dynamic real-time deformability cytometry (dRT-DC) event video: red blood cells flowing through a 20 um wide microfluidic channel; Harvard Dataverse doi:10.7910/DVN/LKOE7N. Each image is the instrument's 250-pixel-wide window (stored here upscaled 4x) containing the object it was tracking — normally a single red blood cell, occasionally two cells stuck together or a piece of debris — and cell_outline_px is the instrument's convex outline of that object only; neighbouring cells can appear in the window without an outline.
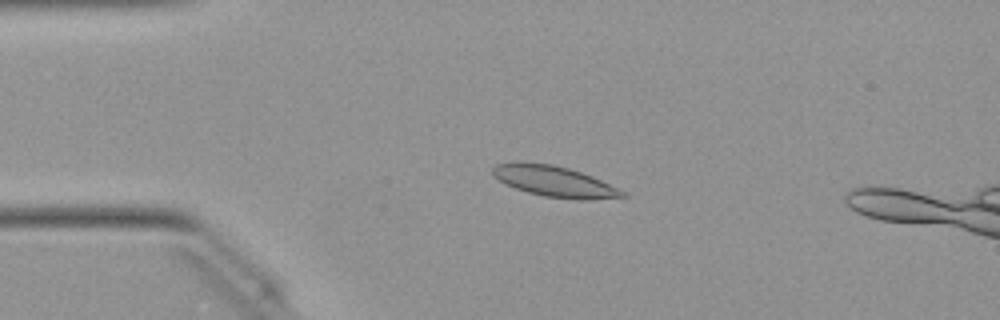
{"species": "Egyptian fruit bat (a non-hibernating species)", "species_latin": "Rousettus aegyptiacus", "temperature_condition": "warm", "stored_images_in_passage": 50, "camera_frame_rate_fps": 3000, "um_per_image_px": 0.085, "animal": {"sex": "female"}, "frame": {"image": 1, "passage_image": 10, "time_ms": 3.0, "image_size_px": [1000, 320], "cell_outline_px": [[628, 196], [584, 200], [576, 200], [544, 196], [528, 192], [504, 184], [492, 176], [492, 168], [496, 164], [520, 160], [552, 164], [568, 168], [592, 176], [624, 192]], "centroid_in_image_um": [47.03, 15.39], "position_along_channel_um": 38.0, "area_um2": 23.41}}
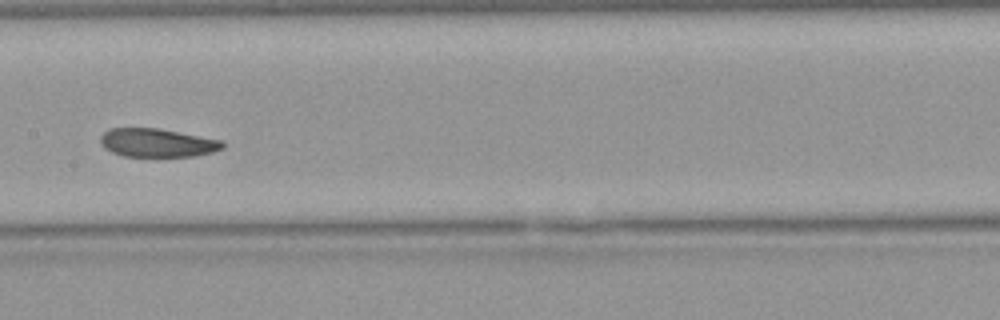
{"frame": {"image": 2, "passage_image": 24, "time_ms": 7.667, "image_size_px": [1000, 320], "cell_outline_px": [[224, 148], [212, 152], [196, 156], [124, 156], [112, 152], [104, 148], [100, 144], [100, 136], [108, 128], [160, 128], [224, 140]], "centroid_in_image_um": [13.38, 12.12], "position_along_channel_um": 194.0, "area_um2": 20.52}}
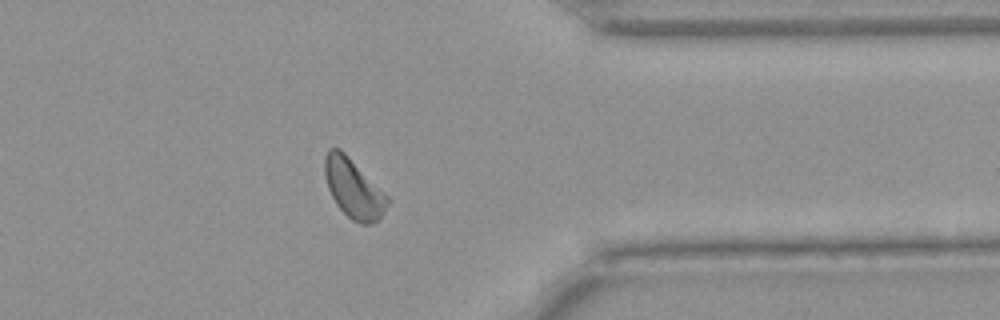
{"frame": {"image": 3, "passage_image": 39, "time_ms": 12.667, "image_size_px": [1000, 320], "cell_outline_px": [[388, 204], [380, 220], [372, 224], [360, 224], [352, 220], [336, 204], [328, 188], [324, 172], [324, 156], [328, 148], [340, 148], [388, 196]], "centroid_in_image_um": [30.04, 16.03], "position_along_channel_um": 381.4, "area_um2": 21.5}, "authors_computed_cell_mechanics": {"area_um2": 21.5305, "velocity_mm_per_s": 4.0008, "shape_relaxation_time_tau1_ms": 6.8139, "shape_relaxation_time_tau2_ms": 4.5982, "deformation_change_tau1": 0.1339, "deformation_change_tau2": 0.0894}}